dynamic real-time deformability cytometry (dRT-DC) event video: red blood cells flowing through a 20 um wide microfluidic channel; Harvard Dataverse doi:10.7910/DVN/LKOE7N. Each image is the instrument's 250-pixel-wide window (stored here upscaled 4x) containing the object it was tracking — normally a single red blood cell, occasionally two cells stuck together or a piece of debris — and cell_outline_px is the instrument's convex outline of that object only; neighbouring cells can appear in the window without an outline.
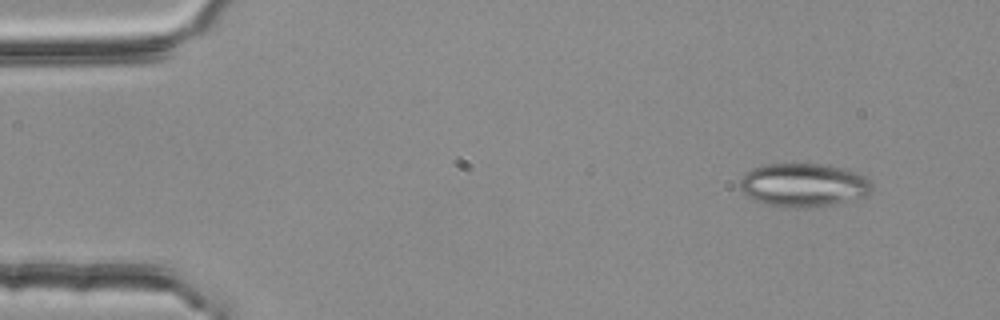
{"species": "common noctule bat (a hibernating species)", "species_latin": "Nyctalus noctula", "temperature_condition": "room temperature", "stored_images_in_passage": 50, "camera_frame_rate_fps": 3000, "um_per_image_px": 0.085, "animal": {"sex": "female", "body_mass_g": 25.1}, "frame": {"image": 1, "passage_image": 1, "time_ms": 0.0, "image_size_px": [1000, 320], "cell_outline_px": [[872, 188], [868, 196], [832, 204], [804, 208], [796, 208], [764, 204], [748, 196], [740, 188], [740, 180], [752, 168], [768, 164], [820, 164], [844, 168], [868, 176], [872, 184]], "centroid_in_image_um": [68.35, 15.73], "position_along_channel_um": 16.6, "area_um2": 33.41}}
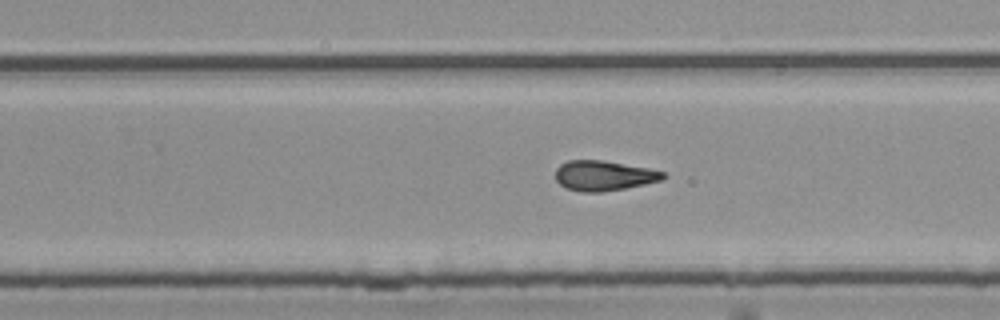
{"frame": {"image": 2, "passage_image": 30, "time_ms": 9.667, "image_size_px": [1000, 320], "cell_outline_px": [[668, 176], [660, 180], [644, 184], [624, 188], [600, 192], [580, 192], [564, 188], [556, 180], [556, 168], [560, 164], [568, 160], [604, 160], [648, 168], [664, 172]], "centroid_in_image_um": [51.29, 14.92], "position_along_channel_um": 278.5, "area_um2": 18.9}}
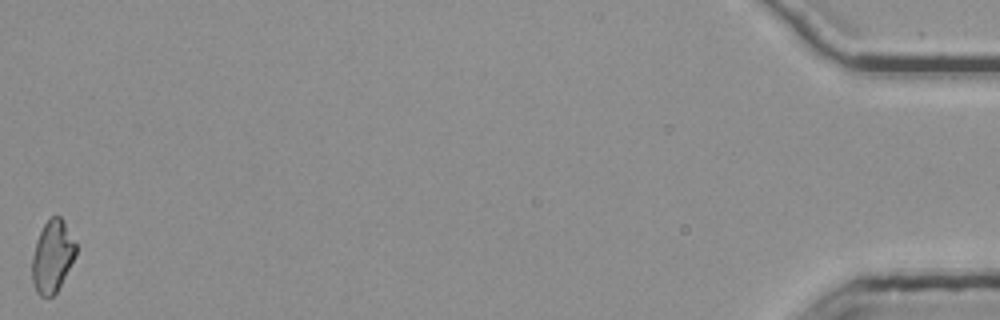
{"frame": {"image": 3, "passage_image": 50, "time_ms": 16.333, "image_size_px": [1000, 320], "cell_outline_px": [[76, 256], [56, 292], [52, 296], [40, 296], [36, 292], [32, 280], [32, 256], [36, 240], [44, 224], [52, 216], [60, 216], [76, 244]], "centroid_in_image_um": [4.44, 21.81], "position_along_channel_um": 430.8, "area_um2": 18.15}, "authors_computed_cell_mechanics": {"area_um2": 19.363, "velocity_mm_per_s": 3.8, "shape_relaxation_time_tau1_ms": null, "shape_relaxation_time_tau2_ms": 2.5756, "deformation_change_tau1": null, "deformation_change_tau2": 0.1199}}